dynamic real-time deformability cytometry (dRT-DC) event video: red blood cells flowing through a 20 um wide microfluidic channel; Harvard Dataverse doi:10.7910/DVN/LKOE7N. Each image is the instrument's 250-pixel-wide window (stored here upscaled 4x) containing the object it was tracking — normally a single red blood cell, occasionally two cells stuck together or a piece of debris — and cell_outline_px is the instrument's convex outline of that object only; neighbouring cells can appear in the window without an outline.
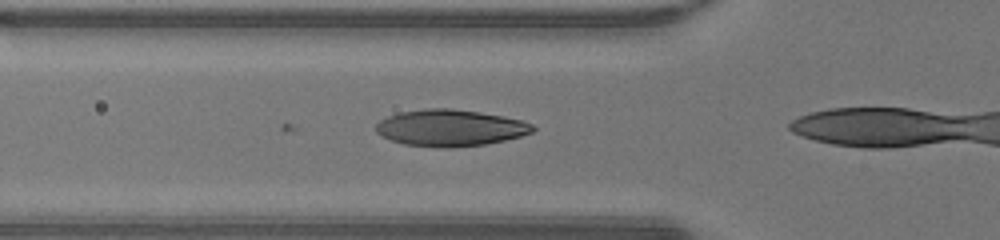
{"species": "human", "species_latin": "Homo sapiens", "temperature_condition": "warm", "stored_images_in_passage": 7, "camera_frame_rate_fps": 3000, "um_per_image_px": 0.085, "donor": {"sex": "male"}, "frame": {"image": 1, "passage_image": 3, "time_ms": 0.667, "image_size_px": [1000, 240], "cell_outline_px": [[536, 128], [532, 132], [520, 136], [504, 140], [484, 144], [448, 148], [444, 148], [404, 144], [380, 136], [376, 132], [376, 124], [380, 120], [388, 116], [400, 112], [424, 108], [452, 108], [480, 112], [504, 116], [520, 120], [532, 124]], "centroid_in_image_um": [38.25, 10.86], "position_along_channel_um": 87.6, "area_um2": 33.41}}
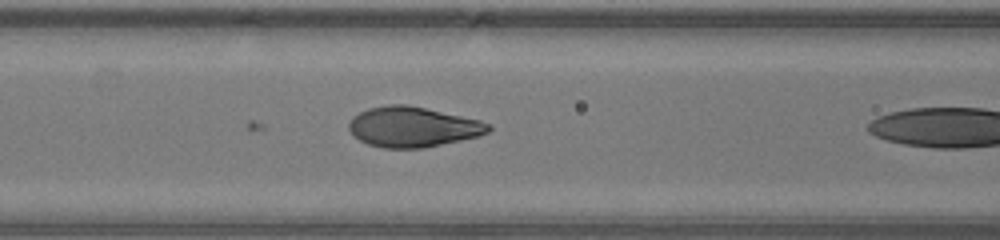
{"frame": {"image": 2, "passage_image": 6, "time_ms": 1.667, "image_size_px": [1000, 240], "cell_outline_px": [[492, 128], [488, 132], [480, 136], [424, 148], [384, 148], [368, 144], [360, 140], [348, 128], [348, 124], [352, 116], [368, 108], [388, 104], [408, 104], [480, 120], [488, 124]], "centroid_in_image_um": [35.09, 10.78], "position_along_channel_um": 131.5, "area_um2": 32.71}}